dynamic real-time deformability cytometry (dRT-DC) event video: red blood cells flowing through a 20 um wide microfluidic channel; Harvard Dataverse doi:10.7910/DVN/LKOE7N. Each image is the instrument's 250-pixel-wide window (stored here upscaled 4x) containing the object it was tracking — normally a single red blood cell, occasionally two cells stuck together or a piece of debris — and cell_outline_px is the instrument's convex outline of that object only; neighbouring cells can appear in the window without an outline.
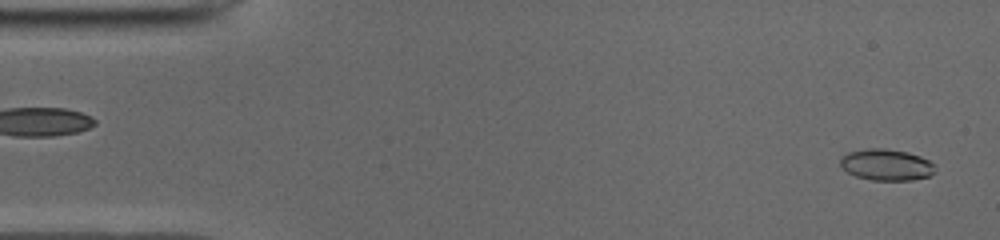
{"species": "common noctule bat (a hibernating species)", "species_latin": "Nyctalus noctula", "temperature_condition": "cold", "stored_images_in_passage": 49, "camera_frame_rate_fps": 3000, "um_per_image_px": 0.085, "animal": {"sex": "male", "body_mass_g": 19.0, "forearm_length_mm": 50.8}, "frame": {"image": 1, "passage_image": 1, "time_ms": 0.0, "image_size_px": [1000, 240], "cell_outline_px": [[932, 172], [928, 176], [912, 180], [872, 180], [856, 176], [848, 172], [840, 164], [840, 156], [848, 152], [868, 148], [884, 148], [908, 152], [920, 156], [928, 160], [932, 164]], "centroid_in_image_um": [75.29, 13.99], "position_along_channel_um": 9.7, "area_um2": 17.11}}
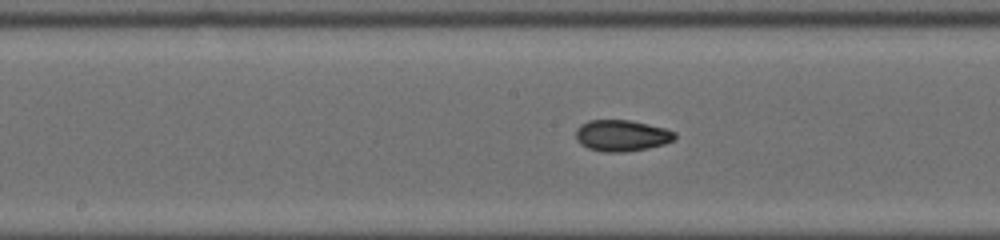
{"frame": {"image": 2, "passage_image": 24, "time_ms": 7.667, "image_size_px": [1000, 240], "cell_outline_px": [[676, 140], [664, 144], [648, 148], [624, 152], [604, 152], [588, 148], [580, 144], [576, 140], [576, 128], [580, 124], [588, 120], [628, 120], [648, 124], [664, 128], [676, 132]], "centroid_in_image_um": [52.84, 11.52], "position_along_channel_um": 195.4, "area_um2": 18.21}}
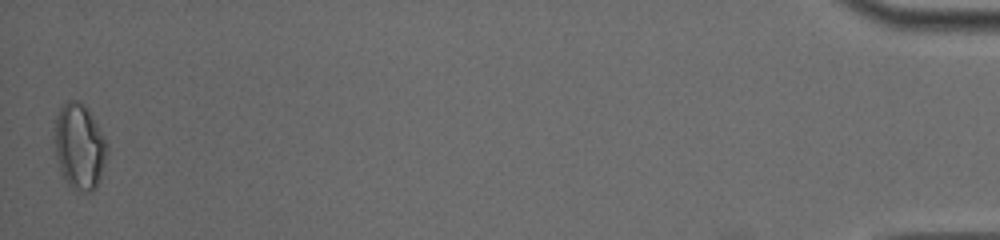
{"frame": {"image": 3, "passage_image": 49, "time_ms": 16.0, "image_size_px": [1000, 240], "cell_outline_px": [[108, 152], [100, 180], [96, 188], [92, 192], [88, 192], [72, 188], [68, 184], [60, 172], [56, 156], [52, 136], [56, 116], [60, 104], [68, 100], [80, 100], [88, 108], [108, 140]], "centroid_in_image_um": [6.75, 12.4], "position_along_channel_um": 428.5, "area_um2": 27.22}, "authors_computed_cell_mechanics": {"area_um2": 17.8024, "velocity_mm_per_s": 3.9559, "shape_relaxation_time_tau1_ms": 8.0919, "shape_relaxation_time_tau2_ms": 1.8703, "deformation_change_tau1": 0.1706, "deformation_change_tau2": 0.0509}}